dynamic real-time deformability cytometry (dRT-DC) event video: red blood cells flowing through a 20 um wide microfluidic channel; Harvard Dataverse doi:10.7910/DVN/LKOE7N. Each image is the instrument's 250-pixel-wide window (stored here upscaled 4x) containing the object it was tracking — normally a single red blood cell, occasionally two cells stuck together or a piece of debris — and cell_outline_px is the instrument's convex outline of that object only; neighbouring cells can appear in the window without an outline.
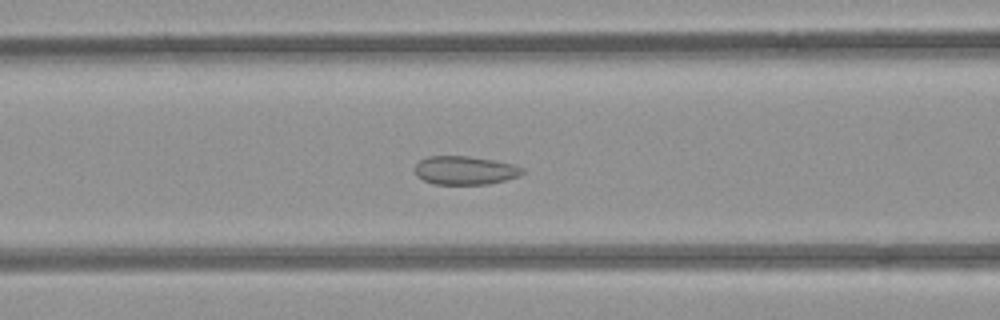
{"species": "common noctule bat (a hibernating species)", "species_latin": "Nyctalus noctula", "temperature_condition": "room temperature", "stored_images_in_passage": 30, "camera_frame_rate_fps": 3000, "um_per_image_px": 0.085, "animal": {"sex": "female", "body_mass_g": 21.9}, "frame": {"image": 1, "passage_image": 10, "time_ms": 3.0, "image_size_px": [1000, 320], "cell_outline_px": [[524, 172], [520, 176], [488, 184], [432, 184], [416, 176], [412, 168], [420, 160], [428, 156], [468, 156], [492, 160], [512, 164], [524, 168]], "centroid_in_image_um": [39.48, 14.48], "position_along_channel_um": 127.1, "area_um2": 17.98}}
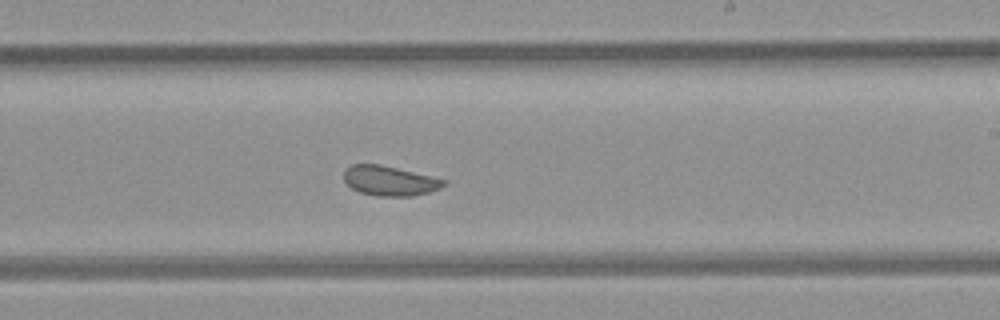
{"frame": {"image": 2, "passage_image": 20, "time_ms": 6.333, "image_size_px": [1000, 320], "cell_outline_px": [[448, 184], [440, 188], [428, 192], [412, 196], [376, 196], [360, 192], [352, 188], [344, 180], [344, 168], [352, 164], [380, 164], [448, 180]], "centroid_in_image_um": [33.13, 15.36], "position_along_channel_um": 255.9, "area_um2": 17.4}}
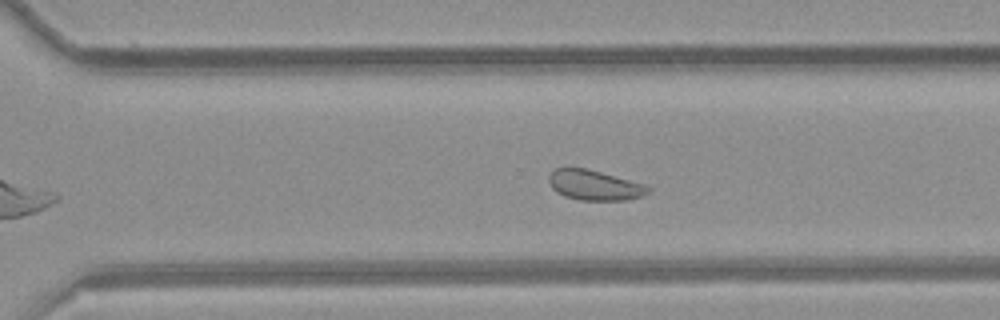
{"frame": {"image": 3, "passage_image": 25, "time_ms": 8.0, "image_size_px": [1000, 320], "cell_outline_px": [[652, 188], [644, 196], [628, 200], [580, 200], [564, 196], [556, 192], [552, 188], [548, 180], [548, 176], [556, 168], [568, 164], [588, 168], [644, 184]], "centroid_in_image_um": [50.49, 15.7], "position_along_channel_um": 320.1, "area_um2": 17.98}, "authors_computed_cell_mechanics": {"area_um2": 18.0625, "velocity_mm_per_s": 3.8641, "shape_relaxation_time_tau1_ms": null, "shape_relaxation_time_tau2_ms": 1.4305, "deformation_change_tau1": null, "deformation_change_tau2": 0.074}}